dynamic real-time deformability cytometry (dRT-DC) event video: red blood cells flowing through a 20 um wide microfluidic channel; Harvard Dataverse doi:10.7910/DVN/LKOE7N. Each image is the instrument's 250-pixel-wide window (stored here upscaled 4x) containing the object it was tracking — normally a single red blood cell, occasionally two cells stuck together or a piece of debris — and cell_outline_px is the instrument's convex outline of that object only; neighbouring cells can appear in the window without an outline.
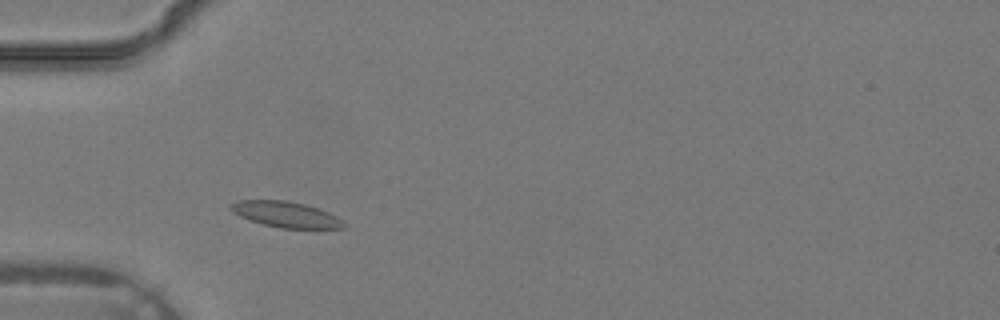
{"species": "common noctule bat (a hibernating species)", "species_latin": "Nyctalus noctula", "temperature_condition": "warm", "stored_images_in_passage": 29, "camera_frame_rate_fps": 3000, "um_per_image_px": 0.085, "animal": {"sex": "male", "body_mass_g": 19.2, "forearm_length_mm": 51.8}, "frame": {"image": 1, "passage_image": 5, "time_ms": 1.333, "image_size_px": [1000, 320], "cell_outline_px": [[348, 224], [344, 228], [280, 228], [248, 220], [232, 212], [228, 208], [228, 204], [236, 200], [288, 200], [304, 204], [328, 212], [344, 220]], "centroid_in_image_um": [24.27, 18.22], "position_along_channel_um": 60.7, "area_um2": 17.17}}
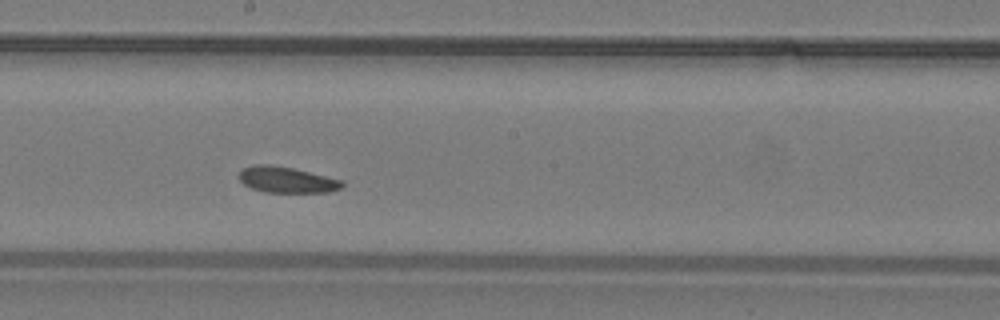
{"frame": {"image": 2, "passage_image": 14, "time_ms": 4.333, "image_size_px": [1000, 320], "cell_outline_px": [[344, 184], [340, 188], [328, 192], [264, 192], [252, 188], [244, 184], [240, 180], [240, 172], [244, 168], [252, 164], [268, 164], [292, 168], [344, 180]], "centroid_in_image_um": [24.38, 15.28], "position_along_channel_um": 223.8, "area_um2": 15.49}}
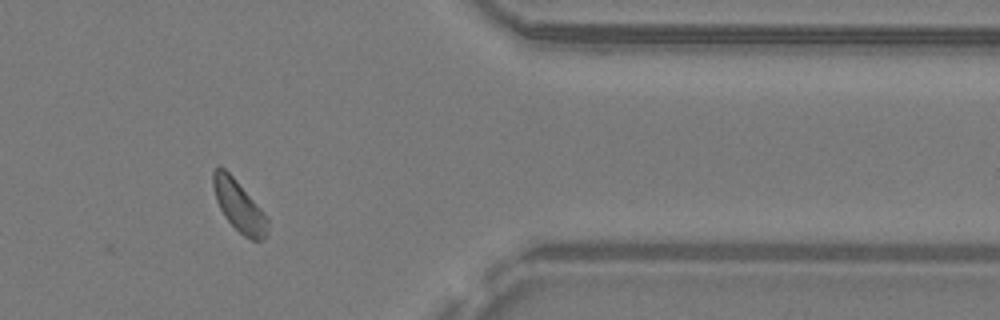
{"frame": {"image": 3, "passage_image": 24, "time_ms": 7.667, "image_size_px": [1000, 320], "cell_outline_px": [[268, 236], [260, 240], [252, 240], [244, 236], [224, 216], [216, 200], [212, 184], [212, 172], [220, 164], [236, 180], [268, 216]], "centroid_in_image_um": [20.32, 17.5], "position_along_channel_um": 391.1, "area_um2": 16.24}}